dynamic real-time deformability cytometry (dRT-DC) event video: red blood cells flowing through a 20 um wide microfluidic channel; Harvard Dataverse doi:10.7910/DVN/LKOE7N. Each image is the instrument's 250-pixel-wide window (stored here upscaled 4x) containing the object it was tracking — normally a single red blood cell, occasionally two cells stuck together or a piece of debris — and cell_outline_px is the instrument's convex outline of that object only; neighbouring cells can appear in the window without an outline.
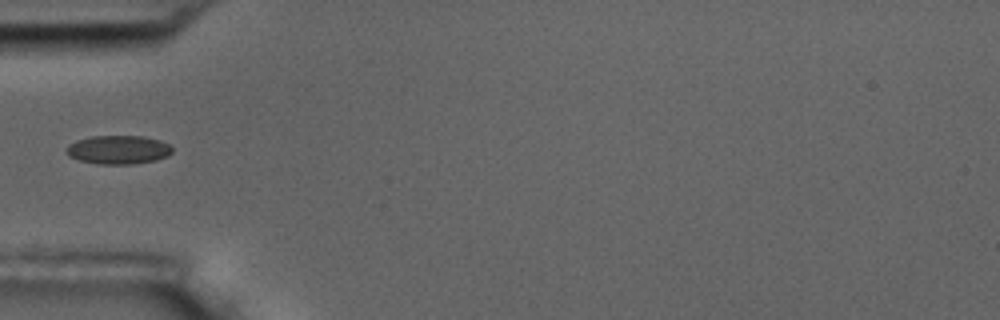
{"species": "common noctule bat (a hibernating species)", "species_latin": "Nyctalus noctula", "temperature_condition": "room temperature", "stored_images_in_passage": 4, "camera_frame_rate_fps": 3000, "um_per_image_px": 0.085, "animal": {"sex": "male", "body_mass_g": 17.5, "forearm_length_mm": 52.3}, "frame": {"image": 1, "passage_image": 4, "time_ms": 4.333, "image_size_px": [1000, 320], "cell_outline_px": [[172, 152], [168, 156], [156, 160], [132, 164], [96, 164], [80, 160], [68, 156], [64, 148], [68, 144], [76, 140], [88, 136], [144, 136], [160, 140], [168, 144], [172, 148]], "centroid_in_image_um": [10.02, 12.72], "position_along_channel_um": 75.0, "area_um2": 17.92}}